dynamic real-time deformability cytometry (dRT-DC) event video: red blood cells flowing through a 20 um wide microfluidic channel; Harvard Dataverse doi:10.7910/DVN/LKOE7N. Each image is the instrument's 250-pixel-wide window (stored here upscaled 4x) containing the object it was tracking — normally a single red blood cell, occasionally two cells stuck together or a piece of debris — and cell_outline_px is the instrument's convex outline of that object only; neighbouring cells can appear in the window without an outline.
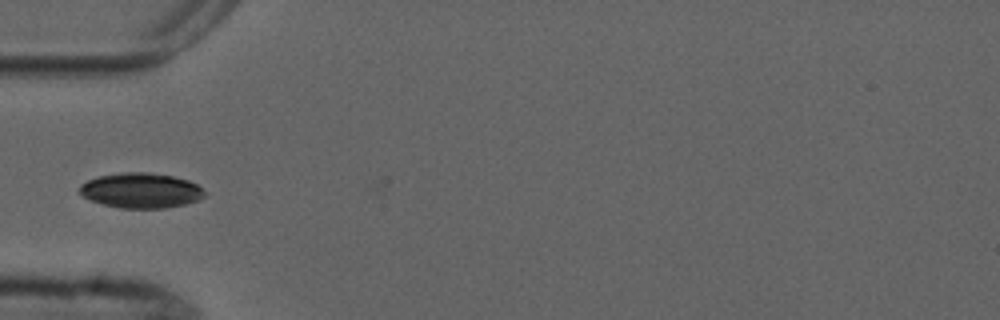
{"species": "common noctule bat (a hibernating species)", "species_latin": "Nyctalus noctula", "temperature_condition": "cold", "stored_images_in_passage": 8, "camera_frame_rate_fps": 3000, "um_per_image_px": 0.085, "animal": {"sex": "male", "forearm_length_mm": 52.5}, "frame": {"image": 1, "passage_image": 5, "time_ms": 5.667, "image_size_px": [1000, 320], "cell_outline_px": [[208, 192], [200, 200], [184, 204], [164, 208], [120, 208], [104, 204], [92, 200], [76, 192], [80, 184], [88, 180], [100, 176], [120, 172], [148, 172], [172, 176], [188, 180], [196, 184]], "centroid_in_image_um": [11.99, 16.18], "position_along_channel_um": 73.0, "area_um2": 25.66}}
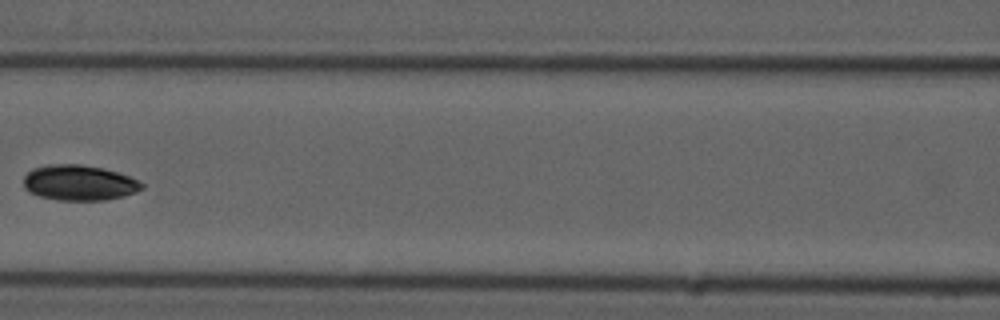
{"frame": {"image": 2, "passage_image": 7, "time_ms": 8.0, "image_size_px": [1000, 320], "cell_outline_px": [[144, 188], [136, 192], [124, 196], [104, 200], [60, 200], [40, 196], [28, 192], [24, 188], [24, 176], [32, 168], [48, 164], [80, 164], [104, 168], [128, 176], [144, 184]], "centroid_in_image_um": [6.71, 15.53], "position_along_channel_um": 159.9, "area_um2": 24.45}}
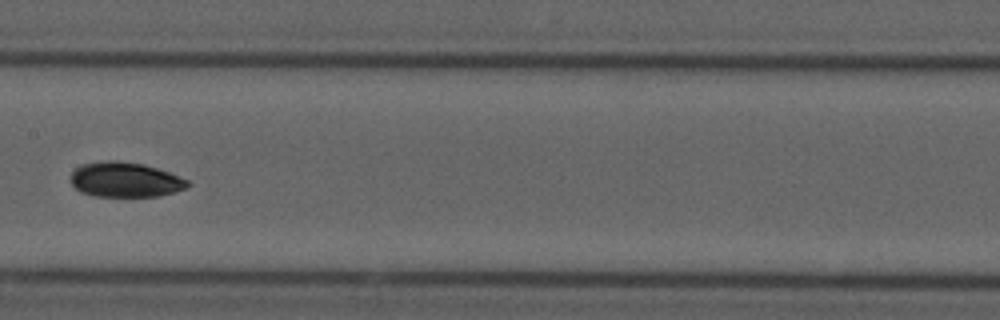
{"frame": {"image": 3, "passage_image": 8, "time_ms": 9.0, "image_size_px": [1000, 320], "cell_outline_px": [[192, 184], [188, 188], [160, 196], [92, 196], [80, 192], [72, 184], [72, 172], [80, 164], [104, 160], [116, 160], [144, 164], [168, 172], [188, 180]], "centroid_in_image_um": [10.65, 15.27], "position_along_channel_um": 196.8, "area_um2": 23.93}}